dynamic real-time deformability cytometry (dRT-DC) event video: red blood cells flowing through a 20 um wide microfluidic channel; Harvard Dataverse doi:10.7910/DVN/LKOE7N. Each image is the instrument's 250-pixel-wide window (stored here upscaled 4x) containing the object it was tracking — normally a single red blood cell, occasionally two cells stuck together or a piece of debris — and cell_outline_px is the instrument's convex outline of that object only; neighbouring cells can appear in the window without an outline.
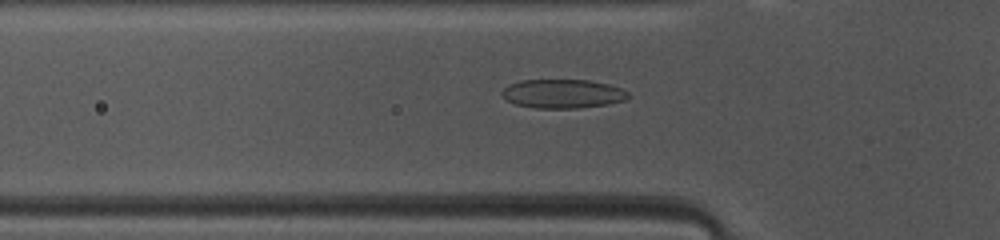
{"species": "common noctule bat (a hibernating species)", "species_latin": "Nyctalus noctula", "temperature_condition": "warm", "stored_images_in_passage": 46, "camera_frame_rate_fps": 3000, "um_per_image_px": 0.085, "animal": {"sex": "female", "body_mass_g": 10.0, "forearm_length_mm": 53.1}, "frame": {"image": 1, "passage_image": 13, "time_ms": 4.0, "image_size_px": [1000, 240], "cell_outline_px": [[628, 96], [624, 100], [608, 104], [576, 108], [536, 108], [516, 104], [508, 100], [500, 92], [508, 84], [520, 80], [588, 80], [608, 84], [620, 88], [628, 92]], "centroid_in_image_um": [47.81, 7.96], "position_along_channel_um": 78.0, "area_um2": 21.1}}
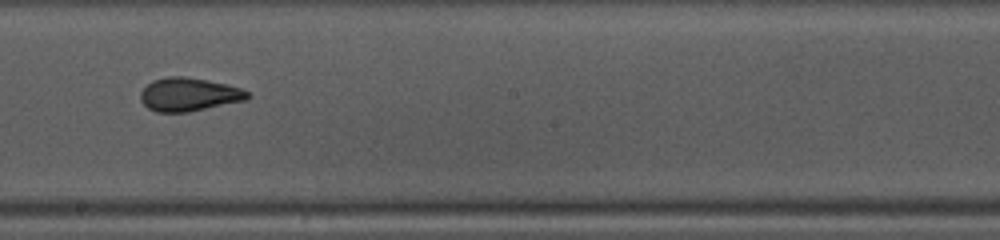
{"frame": {"image": 2, "passage_image": 24, "time_ms": 7.667, "image_size_px": [1000, 240], "cell_outline_px": [[252, 96], [248, 100], [188, 112], [156, 112], [148, 108], [140, 100], [140, 92], [152, 80], [168, 76], [184, 76], [224, 84], [240, 88], [248, 92]], "centroid_in_image_um": [16.05, 8.04], "position_along_channel_um": 232.1, "area_um2": 20.81}}
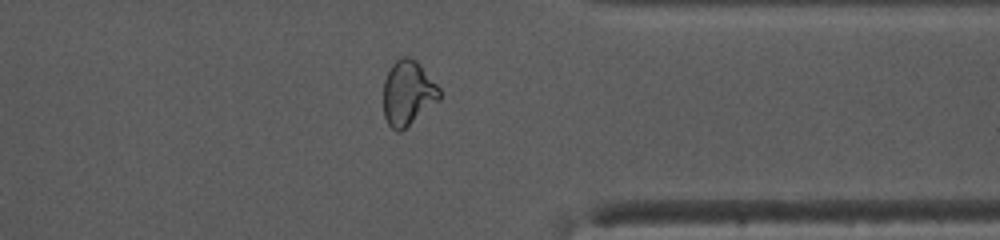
{"frame": {"image": 3, "passage_image": 35, "time_ms": 11.333, "image_size_px": [1000, 240], "cell_outline_px": [[440, 100], [400, 132], [396, 132], [388, 124], [384, 116], [384, 80], [392, 64], [400, 56], [408, 56], [416, 60], [420, 64], [440, 88]], "centroid_in_image_um": [34.68, 7.9], "position_along_channel_um": 376.7, "area_um2": 21.21}, "authors_computed_cell_mechanics": {"area_um2": 21.2415, "velocity_mm_per_s": 4.1722, "shape_relaxation_time_tau1_ms": 7.4278, "shape_relaxation_time_tau2_ms": 1.4142, "deformation_change_tau1": 0.2101, "deformation_change_tau2": 0.0737}}